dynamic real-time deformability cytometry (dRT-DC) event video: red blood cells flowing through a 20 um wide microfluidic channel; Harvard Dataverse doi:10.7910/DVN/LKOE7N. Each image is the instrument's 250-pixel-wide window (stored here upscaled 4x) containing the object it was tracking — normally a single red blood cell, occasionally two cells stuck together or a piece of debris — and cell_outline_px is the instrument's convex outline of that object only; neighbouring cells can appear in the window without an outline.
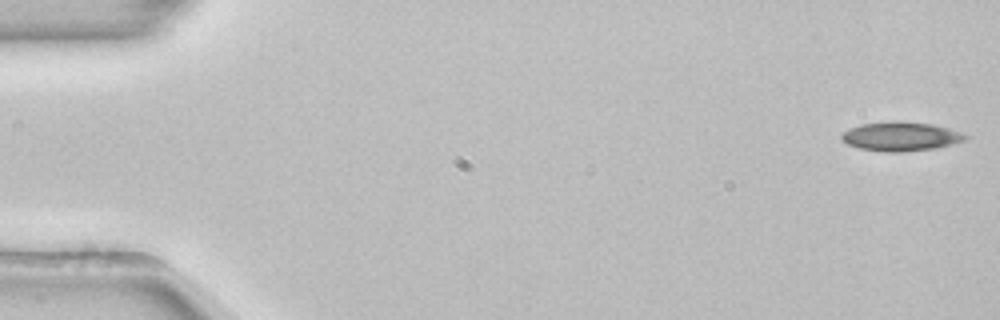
{"species": "common noctule bat (a hibernating species)", "species_latin": "Nyctalus noctula", "temperature_condition": "room temperature", "stored_images_in_passage": 53, "camera_frame_rate_fps": 3000, "um_per_image_px": 0.085, "animal": {"sex": "female", "body_mass_g": 22.7, "forearm_length_mm": 54.2}, "frame": {"image": 1, "passage_image": 1, "time_ms": 0.0, "image_size_px": [1000, 320], "cell_outline_px": [[968, 136], [964, 140], [952, 144], [936, 148], [904, 152], [884, 152], [860, 148], [848, 144], [840, 136], [844, 132], [860, 124], [896, 120], [900, 120], [932, 124], [964, 132]], "centroid_in_image_um": [76.61, 11.59], "position_along_channel_um": 8.4, "area_um2": 21.04}}
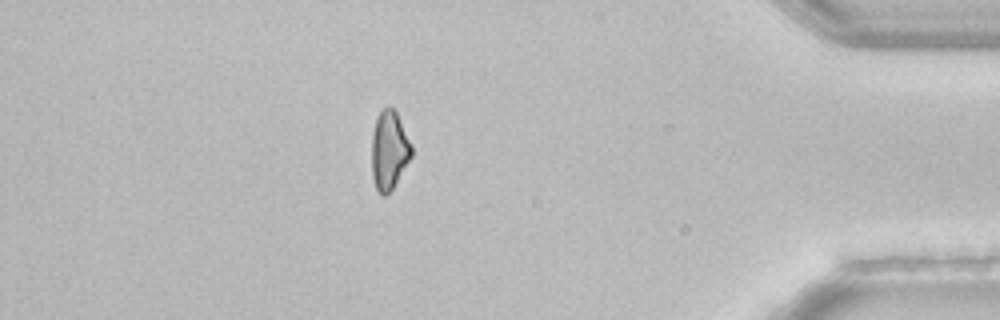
{"frame": {"image": 2, "passage_image": 46, "time_ms": 15.0, "image_size_px": [1000, 320], "cell_outline_px": [[412, 156], [392, 188], [384, 196], [380, 196], [376, 188], [372, 176], [372, 132], [376, 116], [388, 104], [396, 112], [412, 144]], "centroid_in_image_um": [33.07, 12.75], "position_along_channel_um": 402.1, "area_um2": 18.26}}
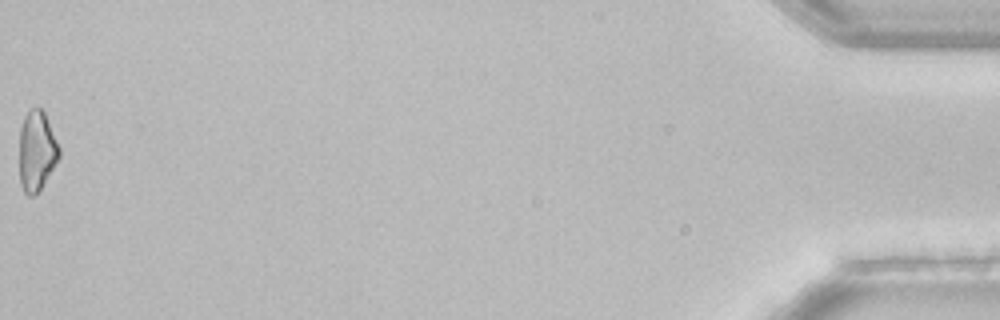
{"frame": {"image": 3, "passage_image": 53, "time_ms": 17.333, "image_size_px": [1000, 320], "cell_outline_px": [[60, 156], [40, 188], [32, 196], [28, 196], [24, 192], [20, 184], [20, 128], [24, 116], [28, 108], [40, 108], [44, 112], [60, 148]], "centroid_in_image_um": [3.1, 12.8], "position_along_channel_um": 432.1, "area_um2": 18.32}, "authors_computed_cell_mechanics": {"area_um2": 20.2878, "velocity_mm_per_s": 3.8981, "shape_relaxation_time_tau1_ms": 8.9748, "shape_relaxation_time_tau2_ms": null, "deformation_change_tau1": 0.1462, "deformation_change_tau2": null}}